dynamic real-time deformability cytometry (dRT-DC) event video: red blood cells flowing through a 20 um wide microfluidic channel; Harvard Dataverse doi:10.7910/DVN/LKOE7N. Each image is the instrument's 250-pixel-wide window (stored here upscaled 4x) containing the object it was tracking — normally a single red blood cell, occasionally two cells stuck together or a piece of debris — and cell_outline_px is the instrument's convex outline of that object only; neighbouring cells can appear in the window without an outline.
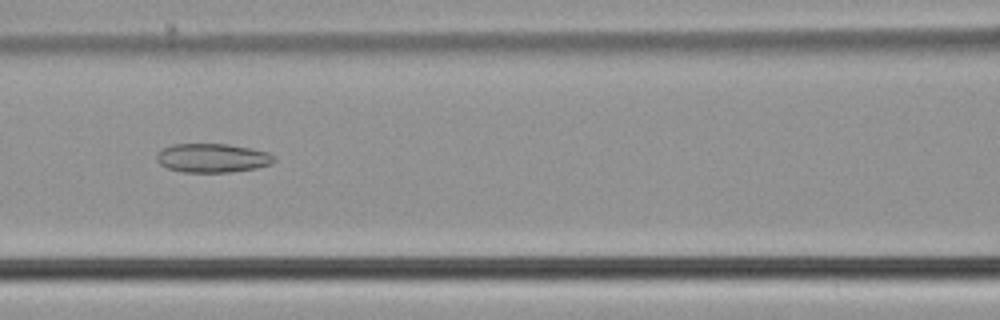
{"species": "common noctule bat (a hibernating species)", "species_latin": "Nyctalus noctula", "temperature_condition": "cold", "stored_images_in_passage": 39, "camera_frame_rate_fps": 3000, "um_per_image_px": 0.085, "animal": {"sex": "male", "body_mass_g": 21.5, "forearm_length_mm": 52.0}, "frame": {"image": 1, "passage_image": 9, "time_ms": 2.667, "image_size_px": [1000, 320], "cell_outline_px": [[276, 160], [272, 164], [256, 168], [232, 172], [184, 172], [168, 168], [160, 164], [156, 160], [156, 156], [164, 148], [172, 144], [228, 144], [252, 148], [268, 152]], "centroid_in_image_um": [18.08, 13.43], "position_along_channel_um": 148.5, "area_um2": 19.77}}
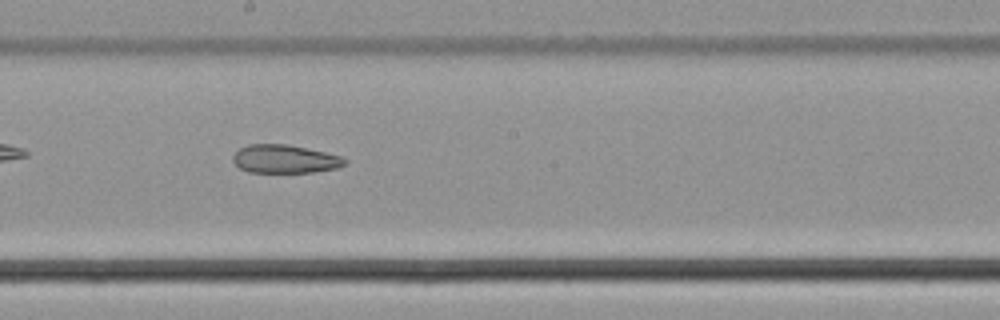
{"frame": {"image": 2, "passage_image": 15, "time_ms": 4.667, "image_size_px": [1000, 320], "cell_outline_px": [[348, 160], [344, 164], [336, 168], [312, 172], [248, 172], [240, 168], [232, 160], [232, 156], [240, 148], [248, 144], [288, 144], [324, 152], [340, 156]], "centroid_in_image_um": [24.18, 13.51], "position_along_channel_um": 224.0, "area_um2": 18.32}}
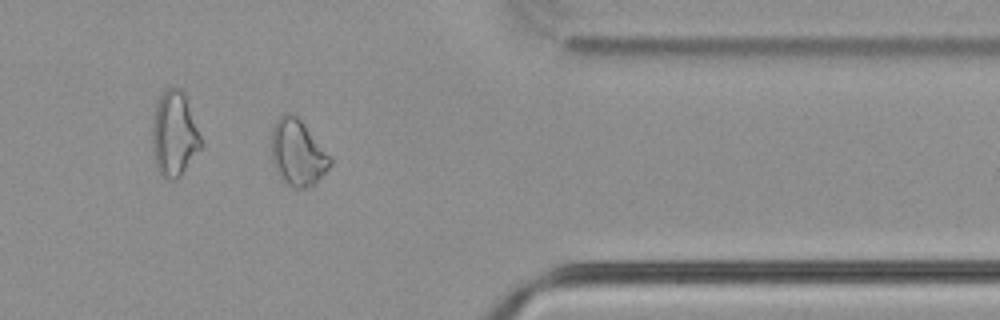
{"frame": {"image": 3, "passage_image": 29, "time_ms": 9.333, "image_size_px": [1000, 320], "cell_outline_px": [[332, 164], [316, 184], [308, 188], [296, 188], [280, 180], [272, 160], [272, 128], [276, 120], [280, 116], [288, 112], [292, 112], [304, 124], [332, 156]], "centroid_in_image_um": [25.32, 13.0], "position_along_channel_um": 386.1, "area_um2": 22.89}, "authors_computed_cell_mechanics": {"area_um2": 20.4034, "velocity_mm_per_s": 3.7865, "shape_relaxation_time_tau1_ms": null, "shape_relaxation_time_tau2_ms": 5.7211, "deformation_change_tau1": null, "deformation_change_tau2": 0.1414}}